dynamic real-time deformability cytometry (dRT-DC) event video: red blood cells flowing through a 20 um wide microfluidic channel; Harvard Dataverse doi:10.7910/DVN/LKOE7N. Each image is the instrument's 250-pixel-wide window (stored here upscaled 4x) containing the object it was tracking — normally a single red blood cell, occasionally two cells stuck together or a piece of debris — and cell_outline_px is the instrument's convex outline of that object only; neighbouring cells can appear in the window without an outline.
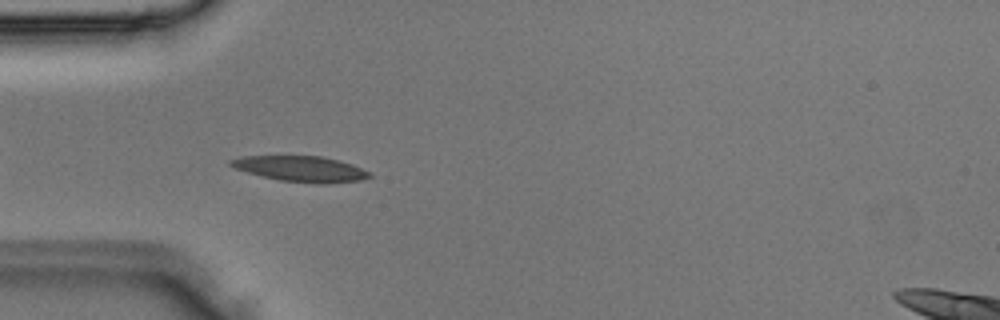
{"species": "Egyptian fruit bat (a non-hibernating species)", "species_latin": "Rousettus aegyptiacus", "temperature_condition": "room temperature", "stored_images_in_passage": 3, "camera_frame_rate_fps": 3000, "um_per_image_px": 0.085, "animal": {"sex": "male"}, "frame": {"image": 1, "passage_image": 3, "time_ms": 0.667, "image_size_px": [1000, 320], "cell_outline_px": [[372, 176], [360, 180], [324, 184], [316, 184], [280, 180], [248, 172], [236, 168], [228, 164], [228, 160], [240, 156], [320, 156], [352, 164], [372, 172]], "centroid_in_image_um": [25.59, 14.35], "position_along_channel_um": 59.4, "area_um2": 20.63}}